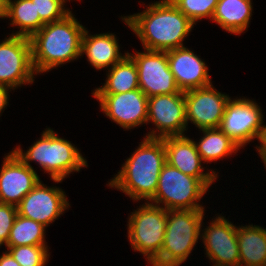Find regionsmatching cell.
<instances>
[{"label": "cell", "instance_id": "obj_1", "mask_svg": "<svg viewBox=\"0 0 266 266\" xmlns=\"http://www.w3.org/2000/svg\"><path fill=\"white\" fill-rule=\"evenodd\" d=\"M138 2L145 7L142 12L123 14L120 19L139 39L142 49L168 51L185 46L195 24L170 0H154L147 6Z\"/></svg>", "mask_w": 266, "mask_h": 266}, {"label": "cell", "instance_id": "obj_2", "mask_svg": "<svg viewBox=\"0 0 266 266\" xmlns=\"http://www.w3.org/2000/svg\"><path fill=\"white\" fill-rule=\"evenodd\" d=\"M125 159L106 187L121 191L134 203L148 202L155 194L159 175L167 163L163 139L144 137Z\"/></svg>", "mask_w": 266, "mask_h": 266}, {"label": "cell", "instance_id": "obj_3", "mask_svg": "<svg viewBox=\"0 0 266 266\" xmlns=\"http://www.w3.org/2000/svg\"><path fill=\"white\" fill-rule=\"evenodd\" d=\"M74 13L71 12L59 21L45 24L29 38L32 64L37 75L58 70L59 67L81 58L82 37L86 26Z\"/></svg>", "mask_w": 266, "mask_h": 266}, {"label": "cell", "instance_id": "obj_4", "mask_svg": "<svg viewBox=\"0 0 266 266\" xmlns=\"http://www.w3.org/2000/svg\"><path fill=\"white\" fill-rule=\"evenodd\" d=\"M40 135L27 150L19 144L11 151L30 168L34 169L31 163L37 164L43 174L50 175V180L64 181L74 172L80 173L81 169L89 167L87 157L82 155L80 148L60 137L53 128L46 126Z\"/></svg>", "mask_w": 266, "mask_h": 266}, {"label": "cell", "instance_id": "obj_5", "mask_svg": "<svg viewBox=\"0 0 266 266\" xmlns=\"http://www.w3.org/2000/svg\"><path fill=\"white\" fill-rule=\"evenodd\" d=\"M206 211L167 210L163 246L159 256L149 266H180L186 263L201 238V224Z\"/></svg>", "mask_w": 266, "mask_h": 266}, {"label": "cell", "instance_id": "obj_6", "mask_svg": "<svg viewBox=\"0 0 266 266\" xmlns=\"http://www.w3.org/2000/svg\"><path fill=\"white\" fill-rule=\"evenodd\" d=\"M217 180L197 179L166 163L161 169L157 190L148 202L166 210H206L201 200Z\"/></svg>", "mask_w": 266, "mask_h": 266}, {"label": "cell", "instance_id": "obj_7", "mask_svg": "<svg viewBox=\"0 0 266 266\" xmlns=\"http://www.w3.org/2000/svg\"><path fill=\"white\" fill-rule=\"evenodd\" d=\"M128 214L127 237L134 252L140 253L150 265L160 254L167 226V210L150 202ZM143 203V204H142Z\"/></svg>", "mask_w": 266, "mask_h": 266}, {"label": "cell", "instance_id": "obj_8", "mask_svg": "<svg viewBox=\"0 0 266 266\" xmlns=\"http://www.w3.org/2000/svg\"><path fill=\"white\" fill-rule=\"evenodd\" d=\"M259 104L250 97L236 96L226 105L219 128L242 150L256 140L259 146L263 138L265 113Z\"/></svg>", "mask_w": 266, "mask_h": 266}, {"label": "cell", "instance_id": "obj_9", "mask_svg": "<svg viewBox=\"0 0 266 266\" xmlns=\"http://www.w3.org/2000/svg\"><path fill=\"white\" fill-rule=\"evenodd\" d=\"M154 125L143 136L163 139L188 135L184 91L148 97L147 125Z\"/></svg>", "mask_w": 266, "mask_h": 266}, {"label": "cell", "instance_id": "obj_10", "mask_svg": "<svg viewBox=\"0 0 266 266\" xmlns=\"http://www.w3.org/2000/svg\"><path fill=\"white\" fill-rule=\"evenodd\" d=\"M223 212L215 214L209 221L201 224V242L204 255L210 266H239V248L237 242V224L226 218ZM204 223H208L205 225ZM206 227H205V226Z\"/></svg>", "mask_w": 266, "mask_h": 266}, {"label": "cell", "instance_id": "obj_11", "mask_svg": "<svg viewBox=\"0 0 266 266\" xmlns=\"http://www.w3.org/2000/svg\"><path fill=\"white\" fill-rule=\"evenodd\" d=\"M7 35L0 40V85L15 92L19 87L33 85L38 75L32 64L30 39Z\"/></svg>", "mask_w": 266, "mask_h": 266}, {"label": "cell", "instance_id": "obj_12", "mask_svg": "<svg viewBox=\"0 0 266 266\" xmlns=\"http://www.w3.org/2000/svg\"><path fill=\"white\" fill-rule=\"evenodd\" d=\"M53 185L48 186L42 180L17 205L18 215L30 218L49 227L60 219L71 204L64 189L56 184L63 180L52 179ZM60 217V218H59ZM52 223V224H51Z\"/></svg>", "mask_w": 266, "mask_h": 266}, {"label": "cell", "instance_id": "obj_13", "mask_svg": "<svg viewBox=\"0 0 266 266\" xmlns=\"http://www.w3.org/2000/svg\"><path fill=\"white\" fill-rule=\"evenodd\" d=\"M132 50L128 55L137 66L139 89L147 97L181 91L170 71L166 51Z\"/></svg>", "mask_w": 266, "mask_h": 266}, {"label": "cell", "instance_id": "obj_14", "mask_svg": "<svg viewBox=\"0 0 266 266\" xmlns=\"http://www.w3.org/2000/svg\"><path fill=\"white\" fill-rule=\"evenodd\" d=\"M92 97L98 101L103 115L123 131L147 126L148 97L140 89L119 94H92Z\"/></svg>", "mask_w": 266, "mask_h": 266}, {"label": "cell", "instance_id": "obj_15", "mask_svg": "<svg viewBox=\"0 0 266 266\" xmlns=\"http://www.w3.org/2000/svg\"><path fill=\"white\" fill-rule=\"evenodd\" d=\"M213 84L184 92L187 127L193 124L198 131L219 128L231 96Z\"/></svg>", "mask_w": 266, "mask_h": 266}, {"label": "cell", "instance_id": "obj_16", "mask_svg": "<svg viewBox=\"0 0 266 266\" xmlns=\"http://www.w3.org/2000/svg\"><path fill=\"white\" fill-rule=\"evenodd\" d=\"M0 167V203L17 206L38 184L40 175L12 151L5 153Z\"/></svg>", "mask_w": 266, "mask_h": 266}, {"label": "cell", "instance_id": "obj_17", "mask_svg": "<svg viewBox=\"0 0 266 266\" xmlns=\"http://www.w3.org/2000/svg\"><path fill=\"white\" fill-rule=\"evenodd\" d=\"M166 52L170 71L181 91L205 87L214 82L205 60L191 48L183 46Z\"/></svg>", "mask_w": 266, "mask_h": 266}, {"label": "cell", "instance_id": "obj_18", "mask_svg": "<svg viewBox=\"0 0 266 266\" xmlns=\"http://www.w3.org/2000/svg\"><path fill=\"white\" fill-rule=\"evenodd\" d=\"M163 141L166 161L170 166L197 179H219L217 169L206 166L189 135L165 137Z\"/></svg>", "mask_w": 266, "mask_h": 266}, {"label": "cell", "instance_id": "obj_19", "mask_svg": "<svg viewBox=\"0 0 266 266\" xmlns=\"http://www.w3.org/2000/svg\"><path fill=\"white\" fill-rule=\"evenodd\" d=\"M85 29L82 37L81 58L86 57L88 65L97 71L108 70L121 61L127 54L122 51L119 37L110 31L91 34ZM122 51V52H121Z\"/></svg>", "mask_w": 266, "mask_h": 266}, {"label": "cell", "instance_id": "obj_20", "mask_svg": "<svg viewBox=\"0 0 266 266\" xmlns=\"http://www.w3.org/2000/svg\"><path fill=\"white\" fill-rule=\"evenodd\" d=\"M253 6V0H218L210 22L216 23L226 33L240 36L249 30Z\"/></svg>", "mask_w": 266, "mask_h": 266}, {"label": "cell", "instance_id": "obj_21", "mask_svg": "<svg viewBox=\"0 0 266 266\" xmlns=\"http://www.w3.org/2000/svg\"><path fill=\"white\" fill-rule=\"evenodd\" d=\"M237 242L241 266H266L265 227L237 223Z\"/></svg>", "mask_w": 266, "mask_h": 266}, {"label": "cell", "instance_id": "obj_22", "mask_svg": "<svg viewBox=\"0 0 266 266\" xmlns=\"http://www.w3.org/2000/svg\"><path fill=\"white\" fill-rule=\"evenodd\" d=\"M200 137L193 141L197 151L200 154L202 161L206 164H211L223 159L233 157L241 153V148L231 140L220 128L202 129L199 130ZM200 138V139H199ZM199 139V140H198ZM233 155V156H232Z\"/></svg>", "mask_w": 266, "mask_h": 266}, {"label": "cell", "instance_id": "obj_23", "mask_svg": "<svg viewBox=\"0 0 266 266\" xmlns=\"http://www.w3.org/2000/svg\"><path fill=\"white\" fill-rule=\"evenodd\" d=\"M106 79L91 94H119L139 89L137 66L127 54L121 61L106 70Z\"/></svg>", "mask_w": 266, "mask_h": 266}, {"label": "cell", "instance_id": "obj_24", "mask_svg": "<svg viewBox=\"0 0 266 266\" xmlns=\"http://www.w3.org/2000/svg\"><path fill=\"white\" fill-rule=\"evenodd\" d=\"M8 20V25L13 28L10 35L30 38L45 24L40 16H36L35 2L32 0H6V11L3 20ZM14 28L17 30L15 31Z\"/></svg>", "mask_w": 266, "mask_h": 266}, {"label": "cell", "instance_id": "obj_25", "mask_svg": "<svg viewBox=\"0 0 266 266\" xmlns=\"http://www.w3.org/2000/svg\"><path fill=\"white\" fill-rule=\"evenodd\" d=\"M46 231L42 223L17 215L6 246L48 245Z\"/></svg>", "mask_w": 266, "mask_h": 266}, {"label": "cell", "instance_id": "obj_26", "mask_svg": "<svg viewBox=\"0 0 266 266\" xmlns=\"http://www.w3.org/2000/svg\"><path fill=\"white\" fill-rule=\"evenodd\" d=\"M20 266H46L51 258L49 245L5 246Z\"/></svg>", "mask_w": 266, "mask_h": 266}, {"label": "cell", "instance_id": "obj_27", "mask_svg": "<svg viewBox=\"0 0 266 266\" xmlns=\"http://www.w3.org/2000/svg\"><path fill=\"white\" fill-rule=\"evenodd\" d=\"M195 26L203 20H212L218 0H170Z\"/></svg>", "mask_w": 266, "mask_h": 266}, {"label": "cell", "instance_id": "obj_28", "mask_svg": "<svg viewBox=\"0 0 266 266\" xmlns=\"http://www.w3.org/2000/svg\"><path fill=\"white\" fill-rule=\"evenodd\" d=\"M35 2L36 16H40L44 24L56 22L73 12L68 3L74 0H32ZM68 2V3H67Z\"/></svg>", "mask_w": 266, "mask_h": 266}, {"label": "cell", "instance_id": "obj_29", "mask_svg": "<svg viewBox=\"0 0 266 266\" xmlns=\"http://www.w3.org/2000/svg\"><path fill=\"white\" fill-rule=\"evenodd\" d=\"M18 215L17 206L0 203V248L7 245L10 230Z\"/></svg>", "mask_w": 266, "mask_h": 266}, {"label": "cell", "instance_id": "obj_30", "mask_svg": "<svg viewBox=\"0 0 266 266\" xmlns=\"http://www.w3.org/2000/svg\"><path fill=\"white\" fill-rule=\"evenodd\" d=\"M13 91L10 87L0 85V117L3 112L7 109L10 103V93Z\"/></svg>", "mask_w": 266, "mask_h": 266}, {"label": "cell", "instance_id": "obj_31", "mask_svg": "<svg viewBox=\"0 0 266 266\" xmlns=\"http://www.w3.org/2000/svg\"><path fill=\"white\" fill-rule=\"evenodd\" d=\"M4 250L0 252V266H20L12 255L6 249Z\"/></svg>", "mask_w": 266, "mask_h": 266}, {"label": "cell", "instance_id": "obj_32", "mask_svg": "<svg viewBox=\"0 0 266 266\" xmlns=\"http://www.w3.org/2000/svg\"><path fill=\"white\" fill-rule=\"evenodd\" d=\"M255 151H257L258 157L261 159V163H263V167L266 169V151L259 145L255 146Z\"/></svg>", "mask_w": 266, "mask_h": 266}, {"label": "cell", "instance_id": "obj_33", "mask_svg": "<svg viewBox=\"0 0 266 266\" xmlns=\"http://www.w3.org/2000/svg\"><path fill=\"white\" fill-rule=\"evenodd\" d=\"M6 11V0H0V19L3 20Z\"/></svg>", "mask_w": 266, "mask_h": 266}, {"label": "cell", "instance_id": "obj_34", "mask_svg": "<svg viewBox=\"0 0 266 266\" xmlns=\"http://www.w3.org/2000/svg\"><path fill=\"white\" fill-rule=\"evenodd\" d=\"M260 146L266 151V129L263 134V138L261 140Z\"/></svg>", "mask_w": 266, "mask_h": 266}]
</instances>
